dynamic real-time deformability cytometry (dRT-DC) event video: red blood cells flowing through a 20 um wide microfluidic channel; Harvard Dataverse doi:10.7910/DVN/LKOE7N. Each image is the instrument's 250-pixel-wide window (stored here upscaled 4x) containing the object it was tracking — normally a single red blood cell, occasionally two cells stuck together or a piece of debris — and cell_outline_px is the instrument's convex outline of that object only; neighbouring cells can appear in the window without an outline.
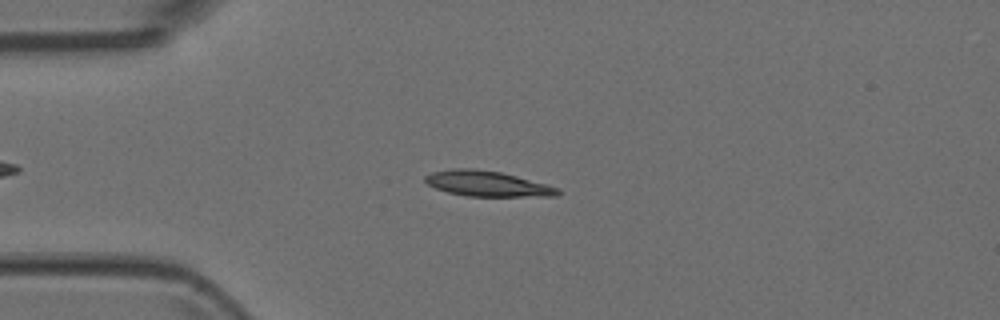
{"species": "Egyptian fruit bat (a non-hibernating species)", "species_latin": "Rousettus aegyptiacus", "temperature_condition": "room temperature", "stored_images_in_passage": 6, "camera_frame_rate_fps": 3000, "um_per_image_px": 0.085, "animal": {"sex": "female"}, "frame": {"image": 1, "passage_image": 3, "time_ms": 0.667, "image_size_px": [1000, 320], "cell_outline_px": [[560, 192], [556, 196], [468, 196], [448, 192], [436, 188], [428, 184], [424, 180], [424, 176], [432, 172], [452, 168], [476, 168], [500, 172], [548, 184], [560, 188]], "centroid_in_image_um": [41.42, 15.6], "position_along_channel_um": 43.6, "area_um2": 19.65}}
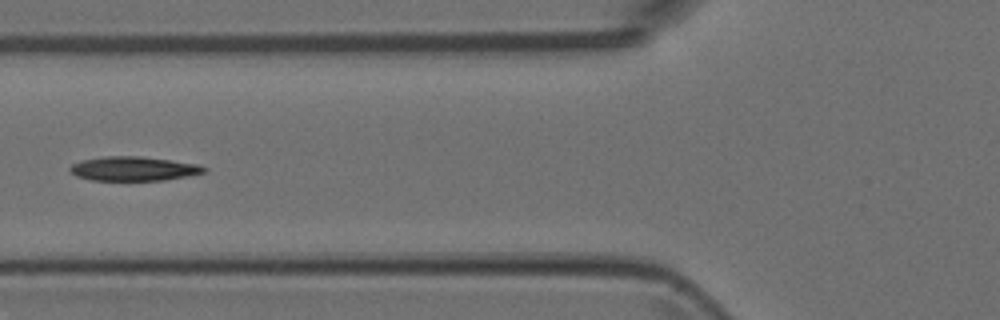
{"frame": {"image": 2, "passage_image": 5, "time_ms": 1.333, "image_size_px": [1000, 320], "cell_outline_px": [[208, 168], [204, 172], [188, 176], [164, 180], [92, 180], [76, 176], [68, 168], [72, 164], [80, 160], [104, 156], [140, 156], [200, 164]], "centroid_in_image_um": [11.36, 14.33], "position_along_channel_um": 114.4, "area_um2": 18.96}}
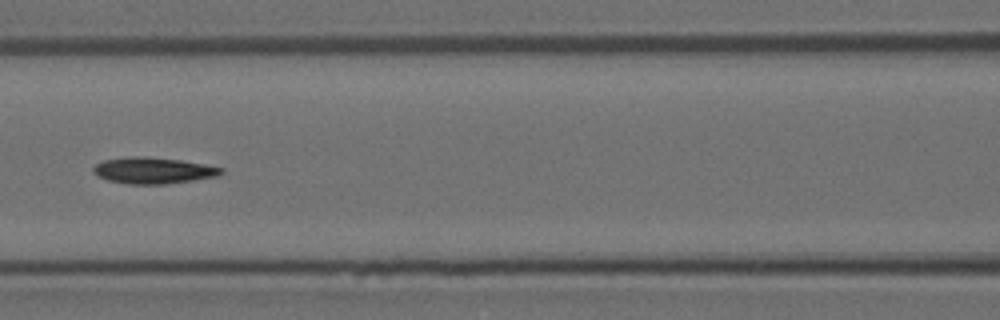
{"frame": {"image": 3, "passage_image": 6, "time_ms": 1.667, "image_size_px": [1000, 320], "cell_outline_px": [[224, 172], [216, 176], [192, 180], [164, 184], [128, 184], [108, 180], [92, 172], [92, 168], [96, 164], [104, 160], [132, 156], [144, 156], [180, 160], [204, 164], [224, 168]], "centroid_in_image_um": [13.02, 14.49], "position_along_channel_um": 153.6, "area_um2": 19.42}}